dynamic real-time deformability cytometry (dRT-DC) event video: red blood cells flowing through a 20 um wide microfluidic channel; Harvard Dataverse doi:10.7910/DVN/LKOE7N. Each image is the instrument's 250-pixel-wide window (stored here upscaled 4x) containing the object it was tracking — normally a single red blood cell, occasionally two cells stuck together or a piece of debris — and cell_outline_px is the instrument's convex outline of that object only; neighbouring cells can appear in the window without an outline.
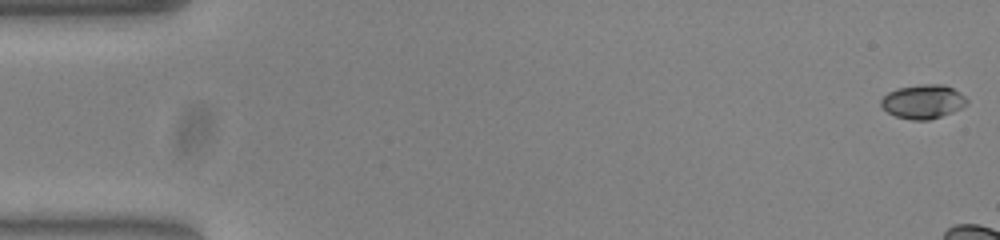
{"species": "common noctule bat (a hibernating species)", "species_latin": "Nyctalus noctula", "temperature_condition": "warm", "stored_images_in_passage": 10, "camera_frame_rate_fps": 3000, "um_per_image_px": 0.085, "animal": {"sex": "female", "body_mass_g": 23.0, "forearm_length_mm": 53.4}, "frame": {"image": 1, "passage_image": 1, "time_ms": 0.0, "image_size_px": [1000, 240], "cell_outline_px": [[968, 104], [952, 112], [928, 120], [912, 120], [896, 116], [888, 112], [880, 104], [880, 100], [888, 92], [896, 88], [920, 84], [944, 84], [960, 92], [968, 100]], "centroid_in_image_um": [78.46, 8.62], "position_along_channel_um": 6.5, "area_um2": 16.99}}